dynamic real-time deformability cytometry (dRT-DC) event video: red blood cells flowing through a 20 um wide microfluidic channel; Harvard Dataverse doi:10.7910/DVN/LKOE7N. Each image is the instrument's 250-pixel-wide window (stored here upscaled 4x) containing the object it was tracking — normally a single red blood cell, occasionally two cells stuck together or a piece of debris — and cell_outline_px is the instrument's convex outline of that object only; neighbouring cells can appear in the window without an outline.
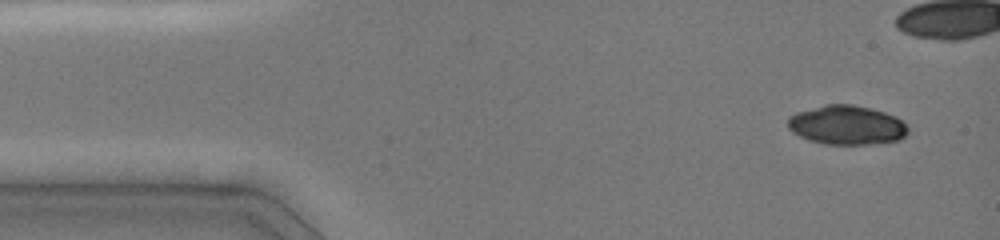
{"species": "common noctule bat (a hibernating species)", "species_latin": "Nyctalus noctula", "temperature_condition": "cold", "stored_images_in_passage": 10, "camera_frame_rate_fps": 3000, "um_per_image_px": 0.085, "animal": {"sex": "female", "body_mass_g": 19.0, "forearm_length_mm": 51.5}, "frame": {"image": 1, "passage_image": 1, "time_ms": 0.0, "image_size_px": [1000, 240], "cell_outline_px": [[908, 132], [900, 140], [876, 144], [824, 144], [808, 140], [792, 132], [788, 128], [788, 116], [796, 112], [824, 104], [852, 104], [884, 112], [896, 116], [908, 128]], "centroid_in_image_um": [71.95, 10.63], "position_along_channel_um": 13.1, "area_um2": 27.57}}